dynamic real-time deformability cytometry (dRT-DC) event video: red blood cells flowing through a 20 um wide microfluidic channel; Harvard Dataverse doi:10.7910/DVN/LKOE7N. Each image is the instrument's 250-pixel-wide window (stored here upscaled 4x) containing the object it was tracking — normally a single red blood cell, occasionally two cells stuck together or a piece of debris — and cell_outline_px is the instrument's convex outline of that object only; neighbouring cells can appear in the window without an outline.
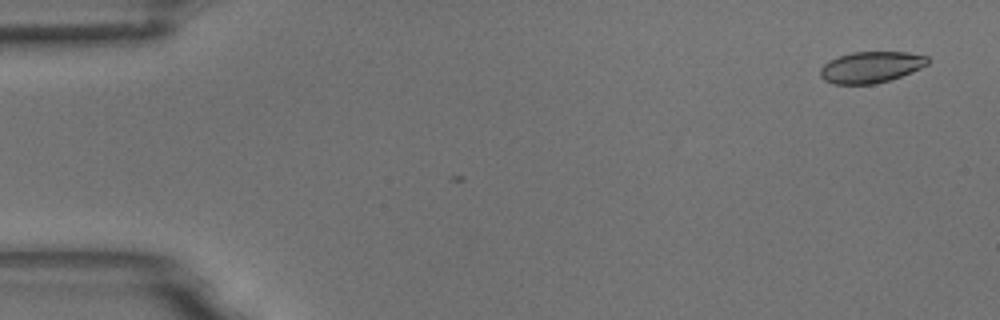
{"species": "common noctule bat (a hibernating species)", "species_latin": "Nyctalus noctula", "temperature_condition": "room temperature", "stored_images_in_passage": 15, "camera_frame_rate_fps": 3000, "um_per_image_px": 0.085, "animal": {"sex": "male", "body_mass_g": 18.8}, "frame": {"image": 1, "passage_image": 1, "time_ms": 0.0, "image_size_px": [1000, 320], "cell_outline_px": [[928, 64], [920, 68], [900, 76], [888, 80], [872, 84], [832, 84], [824, 80], [820, 76], [820, 68], [828, 60], [852, 52], [908, 52], [928, 56]], "centroid_in_image_um": [74.0, 5.7], "position_along_channel_um": 11.0, "area_um2": 19.48}}
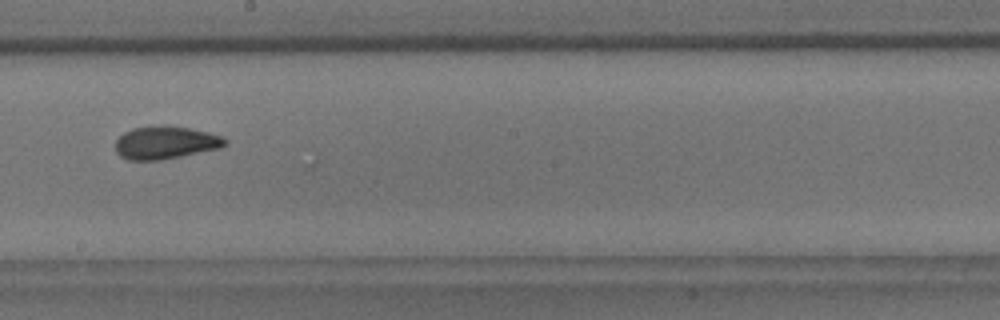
{"frame": {"image": 2, "passage_image": 9, "time_ms": 2.667, "image_size_px": [1000, 320], "cell_outline_px": [[228, 144], [220, 148], [160, 160], [128, 160], [120, 156], [116, 152], [116, 140], [124, 132], [132, 128], [152, 124], [168, 124], [208, 132], [220, 136], [228, 140]], "centroid_in_image_um": [14.05, 12.09], "position_along_channel_um": 234.2, "area_um2": 21.27}}
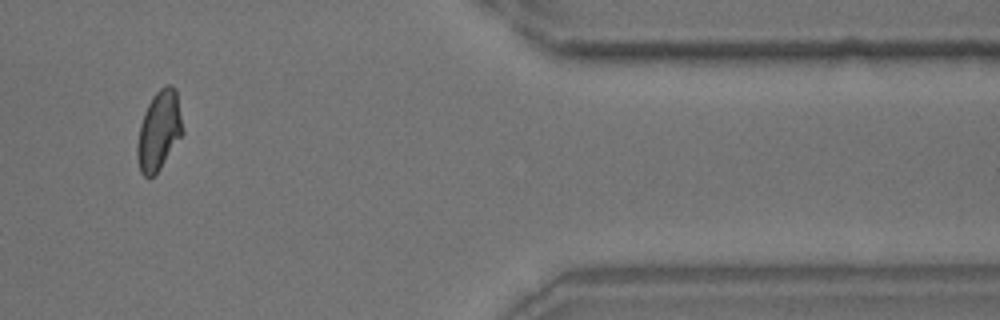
{"frame": {"image": 3, "passage_image": 13, "time_ms": 4.0, "image_size_px": [1000, 320], "cell_outline_px": [[184, 132], [160, 168], [148, 180], [140, 172], [136, 156], [136, 144], [140, 124], [144, 112], [152, 96], [160, 88], [168, 84], [172, 84], [176, 88]], "centroid_in_image_um": [13.5, 11.09], "position_along_channel_um": 397.9, "area_um2": 21.15}}